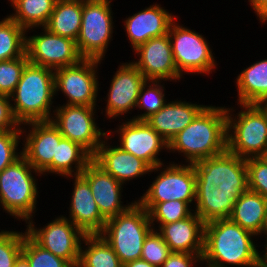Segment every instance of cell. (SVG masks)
Listing matches in <instances>:
<instances>
[{"mask_svg":"<svg viewBox=\"0 0 267 267\" xmlns=\"http://www.w3.org/2000/svg\"><path fill=\"white\" fill-rule=\"evenodd\" d=\"M193 166L196 173L194 212L204 223L228 219L234 203L248 189L246 159L226 150Z\"/></svg>","mask_w":267,"mask_h":267,"instance_id":"1","label":"cell"},{"mask_svg":"<svg viewBox=\"0 0 267 267\" xmlns=\"http://www.w3.org/2000/svg\"><path fill=\"white\" fill-rule=\"evenodd\" d=\"M257 236L228 219L205 223L202 264L211 267H259ZM256 243V244H255ZM258 247V248H257Z\"/></svg>","mask_w":267,"mask_h":267,"instance_id":"2","label":"cell"},{"mask_svg":"<svg viewBox=\"0 0 267 267\" xmlns=\"http://www.w3.org/2000/svg\"><path fill=\"white\" fill-rule=\"evenodd\" d=\"M226 150L227 106L211 104L171 140L167 152H178L185 164H193Z\"/></svg>","mask_w":267,"mask_h":267,"instance_id":"3","label":"cell"},{"mask_svg":"<svg viewBox=\"0 0 267 267\" xmlns=\"http://www.w3.org/2000/svg\"><path fill=\"white\" fill-rule=\"evenodd\" d=\"M10 100L14 117L20 125L33 121H50L56 108L53 104L54 70L28 63Z\"/></svg>","mask_w":267,"mask_h":267,"instance_id":"4","label":"cell"},{"mask_svg":"<svg viewBox=\"0 0 267 267\" xmlns=\"http://www.w3.org/2000/svg\"><path fill=\"white\" fill-rule=\"evenodd\" d=\"M37 176L42 174L23 155L0 172V206L14 220L27 223L35 217L39 198Z\"/></svg>","mask_w":267,"mask_h":267,"instance_id":"5","label":"cell"},{"mask_svg":"<svg viewBox=\"0 0 267 267\" xmlns=\"http://www.w3.org/2000/svg\"><path fill=\"white\" fill-rule=\"evenodd\" d=\"M227 107V150L243 159L267 156V110L259 104ZM236 114H234V113Z\"/></svg>","mask_w":267,"mask_h":267,"instance_id":"6","label":"cell"},{"mask_svg":"<svg viewBox=\"0 0 267 267\" xmlns=\"http://www.w3.org/2000/svg\"><path fill=\"white\" fill-rule=\"evenodd\" d=\"M152 229L148 212L135 201L126 211L106 220L100 235L125 265L141 258L143 242Z\"/></svg>","mask_w":267,"mask_h":267,"instance_id":"7","label":"cell"},{"mask_svg":"<svg viewBox=\"0 0 267 267\" xmlns=\"http://www.w3.org/2000/svg\"><path fill=\"white\" fill-rule=\"evenodd\" d=\"M112 1L83 0L81 30L76 45L80 55L85 59H105L115 32Z\"/></svg>","mask_w":267,"mask_h":267,"instance_id":"8","label":"cell"},{"mask_svg":"<svg viewBox=\"0 0 267 267\" xmlns=\"http://www.w3.org/2000/svg\"><path fill=\"white\" fill-rule=\"evenodd\" d=\"M176 20L172 22L168 35L178 73L182 77L183 74L196 73L209 76L219 65L210 47L212 45H209V40L202 33L191 30Z\"/></svg>","mask_w":267,"mask_h":267,"instance_id":"9","label":"cell"},{"mask_svg":"<svg viewBox=\"0 0 267 267\" xmlns=\"http://www.w3.org/2000/svg\"><path fill=\"white\" fill-rule=\"evenodd\" d=\"M151 168L158 172L155 180L146 191L137 198L138 203H161L170 200L186 201L194 209L196 197V173L193 164L175 161ZM164 167V168H163Z\"/></svg>","mask_w":267,"mask_h":267,"instance_id":"10","label":"cell"},{"mask_svg":"<svg viewBox=\"0 0 267 267\" xmlns=\"http://www.w3.org/2000/svg\"><path fill=\"white\" fill-rule=\"evenodd\" d=\"M101 63L100 60L83 58L75 65L55 69V98L62 92L60 94L67 99L66 105L100 107L97 101L101 100L98 96V66L101 67Z\"/></svg>","mask_w":267,"mask_h":267,"instance_id":"11","label":"cell"},{"mask_svg":"<svg viewBox=\"0 0 267 267\" xmlns=\"http://www.w3.org/2000/svg\"><path fill=\"white\" fill-rule=\"evenodd\" d=\"M58 105L53 112L51 122L63 137L78 143L93 156L107 136V131L99 128L96 122L97 107Z\"/></svg>","mask_w":267,"mask_h":267,"instance_id":"12","label":"cell"},{"mask_svg":"<svg viewBox=\"0 0 267 267\" xmlns=\"http://www.w3.org/2000/svg\"><path fill=\"white\" fill-rule=\"evenodd\" d=\"M35 223L34 218L26 223L27 234L43 249L77 267L85 234L63 215L43 227H36Z\"/></svg>","mask_w":267,"mask_h":267,"instance_id":"13","label":"cell"},{"mask_svg":"<svg viewBox=\"0 0 267 267\" xmlns=\"http://www.w3.org/2000/svg\"><path fill=\"white\" fill-rule=\"evenodd\" d=\"M114 130L108 129L107 135L114 138L116 132L119 137L116 144L122 150L142 159L151 168L166 163L159 156L163 149L168 151V143L146 121L127 119Z\"/></svg>","mask_w":267,"mask_h":267,"instance_id":"14","label":"cell"},{"mask_svg":"<svg viewBox=\"0 0 267 267\" xmlns=\"http://www.w3.org/2000/svg\"><path fill=\"white\" fill-rule=\"evenodd\" d=\"M39 33L26 34V54L29 63L48 67L53 70L75 65L83 57L80 55L76 41L51 33L41 27Z\"/></svg>","mask_w":267,"mask_h":267,"instance_id":"15","label":"cell"},{"mask_svg":"<svg viewBox=\"0 0 267 267\" xmlns=\"http://www.w3.org/2000/svg\"><path fill=\"white\" fill-rule=\"evenodd\" d=\"M111 79L107 98L104 97L107 105L103 108L105 111L101 110L108 120L134 111L141 87L147 80L131 61L121 63Z\"/></svg>","mask_w":267,"mask_h":267,"instance_id":"16","label":"cell"},{"mask_svg":"<svg viewBox=\"0 0 267 267\" xmlns=\"http://www.w3.org/2000/svg\"><path fill=\"white\" fill-rule=\"evenodd\" d=\"M21 134L22 155L36 171L42 173L56 158L57 145L63 136L51 120L22 124Z\"/></svg>","mask_w":267,"mask_h":267,"instance_id":"17","label":"cell"},{"mask_svg":"<svg viewBox=\"0 0 267 267\" xmlns=\"http://www.w3.org/2000/svg\"><path fill=\"white\" fill-rule=\"evenodd\" d=\"M133 52L138 60H132V63L147 80L180 82L179 80L184 78L178 73L168 34L151 38Z\"/></svg>","mask_w":267,"mask_h":267,"instance_id":"18","label":"cell"},{"mask_svg":"<svg viewBox=\"0 0 267 267\" xmlns=\"http://www.w3.org/2000/svg\"><path fill=\"white\" fill-rule=\"evenodd\" d=\"M81 175L88 181L99 211L106 220L126 211L136 201L123 204L121 199L124 184L105 172L93 160L87 164Z\"/></svg>","mask_w":267,"mask_h":267,"instance_id":"19","label":"cell"},{"mask_svg":"<svg viewBox=\"0 0 267 267\" xmlns=\"http://www.w3.org/2000/svg\"><path fill=\"white\" fill-rule=\"evenodd\" d=\"M175 16L161 4L155 3L124 18L123 28L132 51L151 38L168 34L172 22L178 18Z\"/></svg>","mask_w":267,"mask_h":267,"instance_id":"20","label":"cell"},{"mask_svg":"<svg viewBox=\"0 0 267 267\" xmlns=\"http://www.w3.org/2000/svg\"><path fill=\"white\" fill-rule=\"evenodd\" d=\"M73 178L68 218L85 235L100 234L106 224L94 200L88 181L82 175L67 176Z\"/></svg>","mask_w":267,"mask_h":267,"instance_id":"21","label":"cell"},{"mask_svg":"<svg viewBox=\"0 0 267 267\" xmlns=\"http://www.w3.org/2000/svg\"><path fill=\"white\" fill-rule=\"evenodd\" d=\"M110 140L112 139L107 135L92 156V160L99 167L122 184L150 174L151 167L145 161L117 145L113 146L112 141L109 143Z\"/></svg>","mask_w":267,"mask_h":267,"instance_id":"22","label":"cell"},{"mask_svg":"<svg viewBox=\"0 0 267 267\" xmlns=\"http://www.w3.org/2000/svg\"><path fill=\"white\" fill-rule=\"evenodd\" d=\"M206 106L181 98L170 102L168 100L157 113L145 121L169 144Z\"/></svg>","mask_w":267,"mask_h":267,"instance_id":"23","label":"cell"},{"mask_svg":"<svg viewBox=\"0 0 267 267\" xmlns=\"http://www.w3.org/2000/svg\"><path fill=\"white\" fill-rule=\"evenodd\" d=\"M204 226L203 220L193 212L183 220L163 224L157 231L171 252L198 254L202 257Z\"/></svg>","mask_w":267,"mask_h":267,"instance_id":"24","label":"cell"},{"mask_svg":"<svg viewBox=\"0 0 267 267\" xmlns=\"http://www.w3.org/2000/svg\"><path fill=\"white\" fill-rule=\"evenodd\" d=\"M267 215V198L247 189L234 203L229 219L243 229L261 236Z\"/></svg>","mask_w":267,"mask_h":267,"instance_id":"25","label":"cell"},{"mask_svg":"<svg viewBox=\"0 0 267 267\" xmlns=\"http://www.w3.org/2000/svg\"><path fill=\"white\" fill-rule=\"evenodd\" d=\"M237 105L259 104L267 100V59H262L244 68L235 79Z\"/></svg>","mask_w":267,"mask_h":267,"instance_id":"26","label":"cell"},{"mask_svg":"<svg viewBox=\"0 0 267 267\" xmlns=\"http://www.w3.org/2000/svg\"><path fill=\"white\" fill-rule=\"evenodd\" d=\"M91 160L92 156L83 147L63 137L57 145L56 158L41 174H58L63 178L81 175Z\"/></svg>","mask_w":267,"mask_h":267,"instance_id":"27","label":"cell"},{"mask_svg":"<svg viewBox=\"0 0 267 267\" xmlns=\"http://www.w3.org/2000/svg\"><path fill=\"white\" fill-rule=\"evenodd\" d=\"M82 10L83 0H57L45 28L76 41L81 30Z\"/></svg>","mask_w":267,"mask_h":267,"instance_id":"28","label":"cell"},{"mask_svg":"<svg viewBox=\"0 0 267 267\" xmlns=\"http://www.w3.org/2000/svg\"><path fill=\"white\" fill-rule=\"evenodd\" d=\"M10 1V2H9ZM57 0H8L14 11L8 15L29 34L45 27ZM30 30V31H29ZM32 30V31H31Z\"/></svg>","mask_w":267,"mask_h":267,"instance_id":"29","label":"cell"},{"mask_svg":"<svg viewBox=\"0 0 267 267\" xmlns=\"http://www.w3.org/2000/svg\"><path fill=\"white\" fill-rule=\"evenodd\" d=\"M77 267H124V265L104 238L100 234H94L84 236Z\"/></svg>","mask_w":267,"mask_h":267,"instance_id":"30","label":"cell"},{"mask_svg":"<svg viewBox=\"0 0 267 267\" xmlns=\"http://www.w3.org/2000/svg\"><path fill=\"white\" fill-rule=\"evenodd\" d=\"M26 53V30L8 15L0 21V61L17 59Z\"/></svg>","mask_w":267,"mask_h":267,"instance_id":"31","label":"cell"},{"mask_svg":"<svg viewBox=\"0 0 267 267\" xmlns=\"http://www.w3.org/2000/svg\"><path fill=\"white\" fill-rule=\"evenodd\" d=\"M149 214L153 229H159L163 224H169L189 217L194 209L186 202L170 200L161 203H139ZM158 224V225H155Z\"/></svg>","mask_w":267,"mask_h":267,"instance_id":"32","label":"cell"},{"mask_svg":"<svg viewBox=\"0 0 267 267\" xmlns=\"http://www.w3.org/2000/svg\"><path fill=\"white\" fill-rule=\"evenodd\" d=\"M163 80H146L142 85L136 110L141 109L140 114L132 116L130 119L145 121L152 114L157 113L167 102L165 94V83ZM138 108V109H137ZM143 111V113H142Z\"/></svg>","mask_w":267,"mask_h":267,"instance_id":"33","label":"cell"},{"mask_svg":"<svg viewBox=\"0 0 267 267\" xmlns=\"http://www.w3.org/2000/svg\"><path fill=\"white\" fill-rule=\"evenodd\" d=\"M22 255L27 259L30 267H73L68 261L43 249L27 234L26 230Z\"/></svg>","mask_w":267,"mask_h":267,"instance_id":"34","label":"cell"},{"mask_svg":"<svg viewBox=\"0 0 267 267\" xmlns=\"http://www.w3.org/2000/svg\"><path fill=\"white\" fill-rule=\"evenodd\" d=\"M29 63L25 53L17 59L0 61V94L10 96L22 76L25 66Z\"/></svg>","mask_w":267,"mask_h":267,"instance_id":"35","label":"cell"},{"mask_svg":"<svg viewBox=\"0 0 267 267\" xmlns=\"http://www.w3.org/2000/svg\"><path fill=\"white\" fill-rule=\"evenodd\" d=\"M171 253L162 235L157 230L152 229L143 242L141 259L154 267H161Z\"/></svg>","mask_w":267,"mask_h":267,"instance_id":"36","label":"cell"},{"mask_svg":"<svg viewBox=\"0 0 267 267\" xmlns=\"http://www.w3.org/2000/svg\"><path fill=\"white\" fill-rule=\"evenodd\" d=\"M24 233L6 230L0 233V267H13L15 261L22 254Z\"/></svg>","mask_w":267,"mask_h":267,"instance_id":"37","label":"cell"},{"mask_svg":"<svg viewBox=\"0 0 267 267\" xmlns=\"http://www.w3.org/2000/svg\"><path fill=\"white\" fill-rule=\"evenodd\" d=\"M248 189L267 198V156L246 159Z\"/></svg>","mask_w":267,"mask_h":267,"instance_id":"38","label":"cell"},{"mask_svg":"<svg viewBox=\"0 0 267 267\" xmlns=\"http://www.w3.org/2000/svg\"><path fill=\"white\" fill-rule=\"evenodd\" d=\"M21 137V130L0 131V172L22 155Z\"/></svg>","mask_w":267,"mask_h":267,"instance_id":"39","label":"cell"},{"mask_svg":"<svg viewBox=\"0 0 267 267\" xmlns=\"http://www.w3.org/2000/svg\"><path fill=\"white\" fill-rule=\"evenodd\" d=\"M21 130V125L15 119L10 96L0 94V131Z\"/></svg>","mask_w":267,"mask_h":267,"instance_id":"40","label":"cell"},{"mask_svg":"<svg viewBox=\"0 0 267 267\" xmlns=\"http://www.w3.org/2000/svg\"><path fill=\"white\" fill-rule=\"evenodd\" d=\"M202 257L198 254L172 252L161 267H201Z\"/></svg>","mask_w":267,"mask_h":267,"instance_id":"41","label":"cell"},{"mask_svg":"<svg viewBox=\"0 0 267 267\" xmlns=\"http://www.w3.org/2000/svg\"><path fill=\"white\" fill-rule=\"evenodd\" d=\"M248 2L257 17L267 8V0H248Z\"/></svg>","mask_w":267,"mask_h":267,"instance_id":"42","label":"cell"},{"mask_svg":"<svg viewBox=\"0 0 267 267\" xmlns=\"http://www.w3.org/2000/svg\"><path fill=\"white\" fill-rule=\"evenodd\" d=\"M124 267H154V266L149 262L140 258L126 263Z\"/></svg>","mask_w":267,"mask_h":267,"instance_id":"43","label":"cell"},{"mask_svg":"<svg viewBox=\"0 0 267 267\" xmlns=\"http://www.w3.org/2000/svg\"><path fill=\"white\" fill-rule=\"evenodd\" d=\"M265 243L266 244H262L264 250L262 249V251H259V267H267V241Z\"/></svg>","mask_w":267,"mask_h":267,"instance_id":"44","label":"cell"},{"mask_svg":"<svg viewBox=\"0 0 267 267\" xmlns=\"http://www.w3.org/2000/svg\"><path fill=\"white\" fill-rule=\"evenodd\" d=\"M13 267H30V264L27 259L21 254L15 261Z\"/></svg>","mask_w":267,"mask_h":267,"instance_id":"45","label":"cell"},{"mask_svg":"<svg viewBox=\"0 0 267 267\" xmlns=\"http://www.w3.org/2000/svg\"><path fill=\"white\" fill-rule=\"evenodd\" d=\"M259 20V23L265 25L267 23V8L258 16L256 17Z\"/></svg>","mask_w":267,"mask_h":267,"instance_id":"46","label":"cell"},{"mask_svg":"<svg viewBox=\"0 0 267 267\" xmlns=\"http://www.w3.org/2000/svg\"><path fill=\"white\" fill-rule=\"evenodd\" d=\"M262 234H263V235H262ZM265 235H266V236H265ZM262 236H264V237L266 238V240H264V241H267V215H266L265 226H264V229H263V231H262V233H261L260 239H261Z\"/></svg>","mask_w":267,"mask_h":267,"instance_id":"47","label":"cell"},{"mask_svg":"<svg viewBox=\"0 0 267 267\" xmlns=\"http://www.w3.org/2000/svg\"><path fill=\"white\" fill-rule=\"evenodd\" d=\"M262 106L267 110V100L262 104Z\"/></svg>","mask_w":267,"mask_h":267,"instance_id":"48","label":"cell"}]
</instances>
